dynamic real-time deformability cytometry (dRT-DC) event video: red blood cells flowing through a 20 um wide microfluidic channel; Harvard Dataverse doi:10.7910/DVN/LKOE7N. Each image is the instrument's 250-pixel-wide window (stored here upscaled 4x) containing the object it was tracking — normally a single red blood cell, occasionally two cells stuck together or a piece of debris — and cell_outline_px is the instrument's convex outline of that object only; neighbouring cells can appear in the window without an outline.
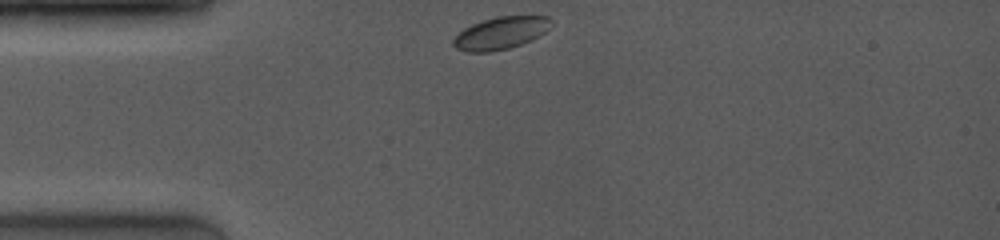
{"species": "common noctule bat (a hibernating species)", "species_latin": "Nyctalus noctula", "temperature_condition": "room temperature", "stored_images_in_passage": 29, "camera_frame_rate_fps": 4000, "um_per_image_px": 0.085, "animal": {"sex": "female", "body_mass_g": 19.0, "forearm_length_mm": 53.3}, "frame": {"image": 1, "passage_image": 1, "time_ms": 0.0, "image_size_px": [1000, 240], "cell_outline_px": [[552, 24], [544, 32], [532, 40], [508, 48], [488, 52], [468, 52], [456, 48], [452, 44], [452, 40], [464, 28], [472, 24], [496, 16], [548, 16], [552, 20]], "centroid_in_image_um": [42.56, 2.8], "position_along_channel_um": 42.4, "area_um2": 18.32}}